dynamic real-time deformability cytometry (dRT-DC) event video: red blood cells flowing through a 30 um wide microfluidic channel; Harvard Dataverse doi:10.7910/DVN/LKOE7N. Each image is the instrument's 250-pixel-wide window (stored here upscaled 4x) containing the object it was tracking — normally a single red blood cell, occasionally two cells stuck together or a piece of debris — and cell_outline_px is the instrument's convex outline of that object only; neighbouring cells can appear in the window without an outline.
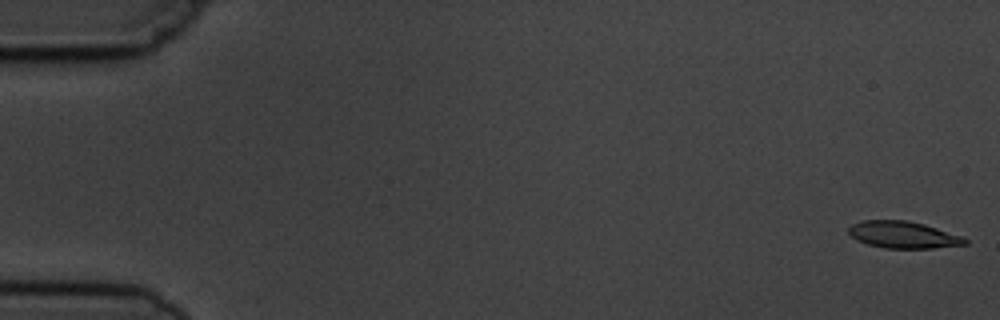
{"species": "common noctule bat (a hibernating species)", "species_latin": "Nyctalus noctula", "temperature_condition": "cold", "stored_images_in_passage": 6, "camera_frame_rate_fps": 3000, "um_per_image_px": 0.085, "animal": {"sex": "male", "body_mass_g": 19.5, "forearm_length_mm": 54.6}, "frame": {"image": 1, "passage_image": 1, "time_ms": 0.0, "image_size_px": [1000, 320], "cell_outline_px": [[968, 244], [932, 248], [884, 248], [868, 244], [856, 240], [848, 232], [848, 228], [852, 224], [864, 220], [908, 220], [924, 224], [960, 236], [968, 240]], "centroid_in_image_um": [76.74, 19.95], "position_along_channel_um": 8.3, "area_um2": 18.09}}
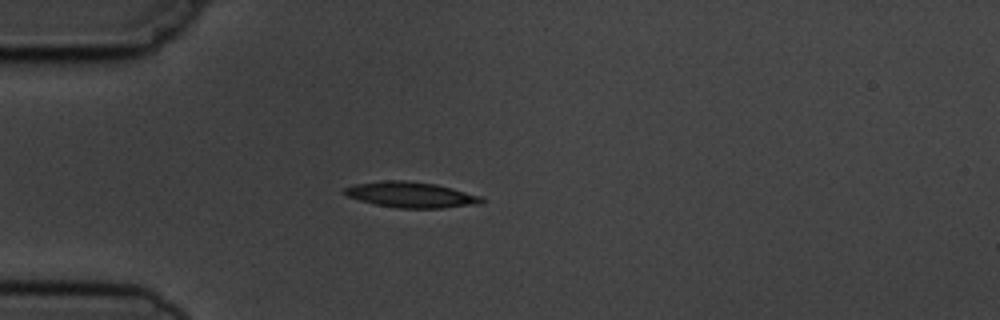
{"frame": {"image": 2, "passage_image": 5, "time_ms": 4.667, "image_size_px": [1000, 320], "cell_outline_px": [[484, 200], [480, 204], [440, 208], [396, 208], [376, 204], [360, 200], [348, 196], [340, 192], [344, 188], [356, 184], [384, 180], [404, 180], [436, 184], [452, 188], [480, 196]], "centroid_in_image_um": [34.91, 16.55], "position_along_channel_um": 50.1, "area_um2": 20.4}}